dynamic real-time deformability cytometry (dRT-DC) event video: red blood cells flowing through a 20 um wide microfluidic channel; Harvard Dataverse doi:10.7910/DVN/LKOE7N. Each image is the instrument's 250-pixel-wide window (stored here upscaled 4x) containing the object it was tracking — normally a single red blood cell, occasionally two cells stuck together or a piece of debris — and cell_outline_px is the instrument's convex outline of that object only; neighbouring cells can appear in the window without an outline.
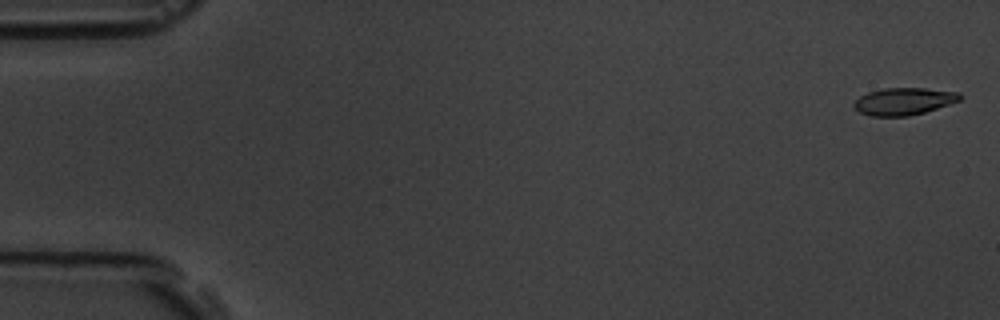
{"species": "common noctule bat (a hibernating species)", "species_latin": "Nyctalus noctula", "temperature_condition": "room temperature", "stored_images_in_passage": 6, "camera_frame_rate_fps": 3000, "um_per_image_px": 0.085, "animal": {"sex": "male", "body_mass_g": 19.5, "forearm_length_mm": 54.6}, "frame": {"image": 1, "passage_image": 1, "time_ms": 0.0, "image_size_px": [1000, 320], "cell_outline_px": [[960, 100], [924, 112], [908, 116], [872, 116], [860, 112], [852, 108], [852, 104], [860, 96], [868, 92], [884, 88], [924, 88], [960, 92]], "centroid_in_image_um": [76.78, 8.61], "position_along_channel_um": 8.2, "area_um2": 16.7}}
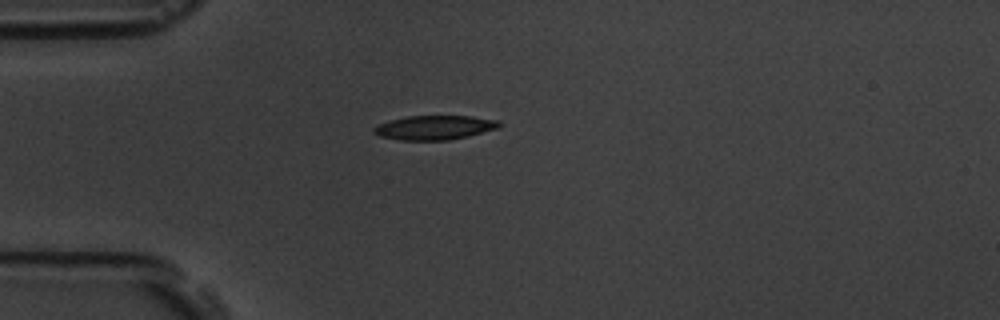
{"frame": {"image": 2, "passage_image": 5, "time_ms": 4.667, "image_size_px": [1000, 320], "cell_outline_px": [[504, 124], [496, 128], [448, 140], [400, 140], [380, 136], [372, 132], [372, 128], [388, 120], [408, 116], [472, 116], [500, 120]], "centroid_in_image_um": [36.91, 10.83], "position_along_channel_um": 48.1, "area_um2": 17.57}}